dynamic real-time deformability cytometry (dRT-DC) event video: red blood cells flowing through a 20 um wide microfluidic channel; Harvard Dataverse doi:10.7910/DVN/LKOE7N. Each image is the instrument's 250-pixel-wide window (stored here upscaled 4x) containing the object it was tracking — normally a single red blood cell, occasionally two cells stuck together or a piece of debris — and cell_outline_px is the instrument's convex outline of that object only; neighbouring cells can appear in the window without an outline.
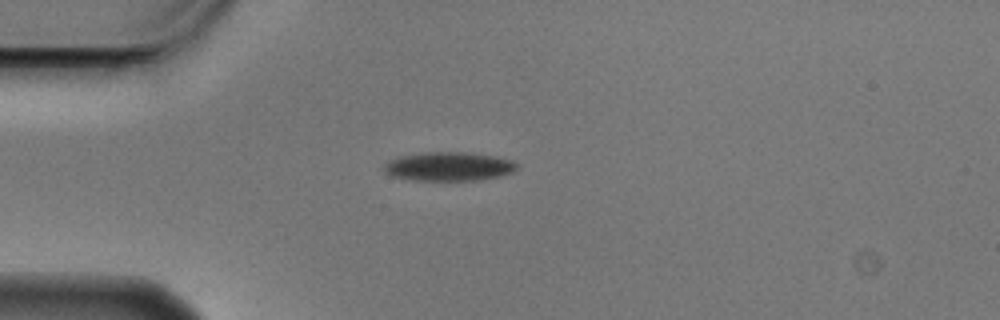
{"species": "Egyptian fruit bat (a non-hibernating species)", "species_latin": "Rousettus aegyptiacus", "temperature_condition": "cold", "stored_images_in_passage": 1, "camera_frame_rate_fps": 3000, "um_per_image_px": 0.085, "animal": {"sex": "male"}, "frame": {"image": 1, "passage_image": 1, "time_ms": 0.0, "image_size_px": [1000, 320], "cell_outline_px": [[520, 164], [512, 172], [500, 176], [480, 180], [412, 180], [392, 176], [384, 172], [380, 168], [388, 160], [400, 156], [424, 152], [464, 152], [496, 156], [512, 160]], "centroid_in_image_um": [38.12, 14.14], "position_along_channel_um": 46.9, "area_um2": 22.6}}